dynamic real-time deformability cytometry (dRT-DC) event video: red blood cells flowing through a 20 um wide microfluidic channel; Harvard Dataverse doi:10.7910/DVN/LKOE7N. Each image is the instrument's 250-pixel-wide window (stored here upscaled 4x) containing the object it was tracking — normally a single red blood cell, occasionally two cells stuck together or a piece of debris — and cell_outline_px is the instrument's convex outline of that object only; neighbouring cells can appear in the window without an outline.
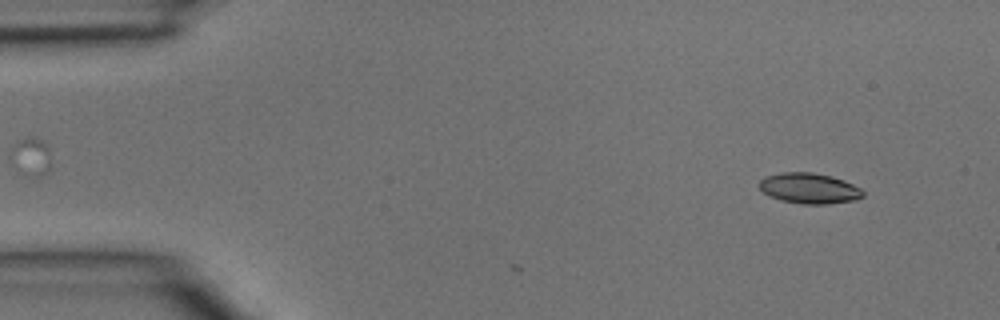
{"species": "common noctule bat (a hibernating species)", "species_latin": "Nyctalus noctula", "temperature_condition": "room temperature", "stored_images_in_passage": 2, "camera_frame_rate_fps": 3000, "um_per_image_px": 0.085, "animal": {"sex": "male", "body_mass_g": 15.6}, "frame": {"image": 1, "passage_image": 2, "time_ms": 0.333, "image_size_px": [1000, 320], "cell_outline_px": [[864, 196], [856, 200], [828, 204], [800, 204], [780, 200], [764, 192], [760, 188], [760, 180], [764, 176], [780, 172], [812, 172], [832, 176], [844, 180], [860, 188], [864, 192]], "centroid_in_image_um": [68.8, 16.0], "position_along_channel_um": 16.2, "area_um2": 18.55}}